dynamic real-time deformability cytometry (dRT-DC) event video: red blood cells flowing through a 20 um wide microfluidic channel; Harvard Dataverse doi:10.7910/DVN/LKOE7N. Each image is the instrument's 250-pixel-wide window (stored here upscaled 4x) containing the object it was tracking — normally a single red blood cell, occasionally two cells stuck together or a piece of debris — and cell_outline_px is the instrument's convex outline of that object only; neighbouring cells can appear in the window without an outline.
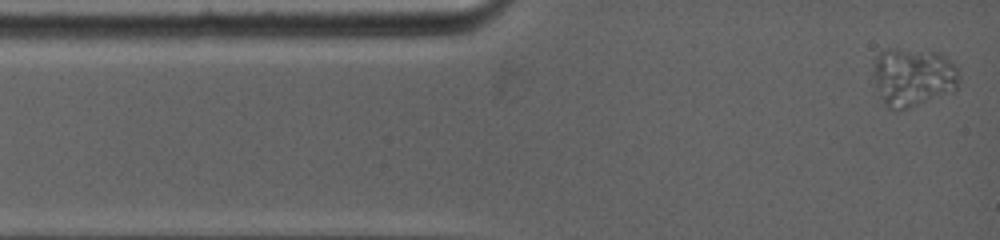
{"species": "common noctule bat (a hibernating species)", "species_latin": "Nyctalus noctula", "temperature_condition": "warm", "stored_images_in_passage": 31, "segment_of_instrument_passage": [1, 2], "camera_frame_rate_fps": 5000, "um_per_image_px": 0.085, "animal": {"sex": "female", "body_mass_g": 19.0, "forearm_length_mm": 53.3}, "frame": {"image": 1, "passage_image": 1, "time_ms": 0.0, "image_size_px": [1000, 240], "cell_outline_px": [[960, 80], [956, 88], [952, 92], [908, 108], [896, 112], [888, 108], [884, 104], [876, 88], [872, 64], [876, 56], [884, 48], [896, 48], [944, 52], [956, 64], [960, 76]], "centroid_in_image_um": [77.62, 6.52], "position_along_channel_um": 7.4, "area_um2": 30.23}}
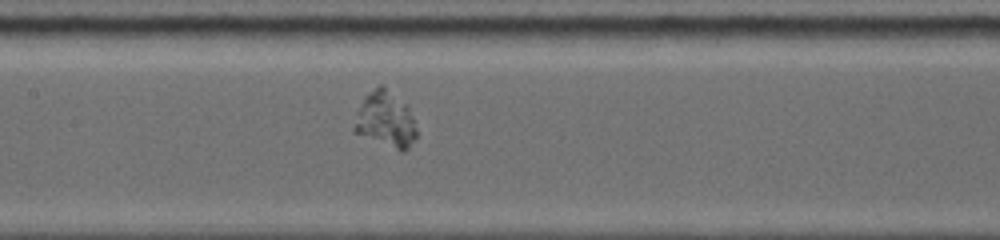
{"frame": {"image": 2, "passage_image": 13, "time_ms": 5.6, "image_size_px": [1000, 240], "cell_outline_px": [[416, 140], [404, 152], [400, 152], [352, 132], [352, 128], [356, 112], [364, 96], [380, 84], [408, 104], [416, 128]], "centroid_in_image_um": [32.76, 10.2], "position_along_channel_um": 174.6, "area_um2": 20.69}}
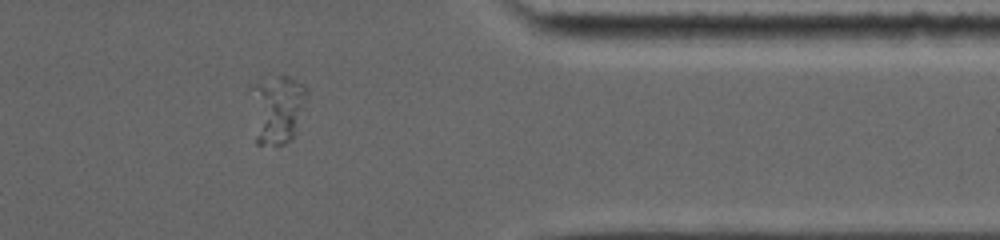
{"frame": {"image": 3, "passage_image": 26, "time_ms": 11.6, "image_size_px": [1000, 240], "cell_outline_px": [[308, 92], [292, 136], [284, 144], [256, 144], [248, 88], [248, 84], [280, 76], [288, 76], [300, 84]], "centroid_in_image_um": [23.45, 9.24], "position_along_channel_um": 388.0, "area_um2": 22.2}}